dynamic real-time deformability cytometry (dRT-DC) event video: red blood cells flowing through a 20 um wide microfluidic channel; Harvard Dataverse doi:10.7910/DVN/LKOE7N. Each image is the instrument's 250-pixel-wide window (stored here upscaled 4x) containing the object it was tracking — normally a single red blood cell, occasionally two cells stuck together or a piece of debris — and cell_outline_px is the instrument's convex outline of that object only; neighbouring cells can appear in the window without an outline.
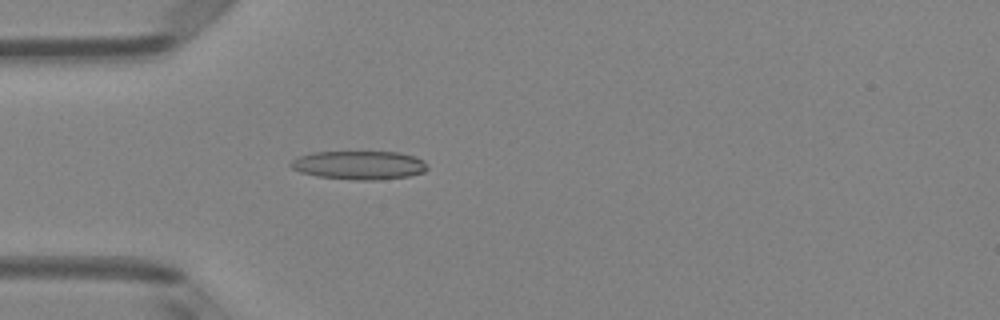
{"species": "Egyptian fruit bat (a non-hibernating species)", "species_latin": "Rousettus aegyptiacus", "temperature_condition": "room temperature", "stored_images_in_passage": 50, "camera_frame_rate_fps": 3000, "um_per_image_px": 0.085, "animal": {"sex": "female"}, "frame": {"image": 1, "passage_image": 14, "time_ms": 4.333, "image_size_px": [1000, 320], "cell_outline_px": [[428, 168], [424, 172], [408, 176], [372, 180], [356, 180], [316, 176], [300, 172], [292, 168], [288, 164], [292, 160], [300, 156], [312, 152], [400, 152], [416, 156], [424, 160]], "centroid_in_image_um": [30.54, 14.03], "position_along_channel_um": 54.5, "area_um2": 22.83}}
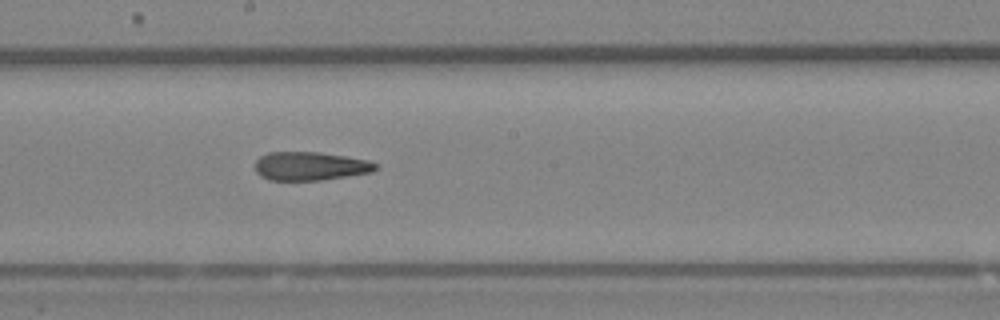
{"frame": {"image": 2, "passage_image": 27, "time_ms": 8.667, "image_size_px": [1000, 320], "cell_outline_px": [[376, 168], [372, 172], [348, 176], [320, 180], [268, 180], [260, 176], [256, 172], [256, 160], [260, 156], [268, 152], [320, 152], [348, 156], [368, 160], [376, 164]], "centroid_in_image_um": [26.35, 14.11], "position_along_channel_um": 221.8, "area_um2": 20.11}}
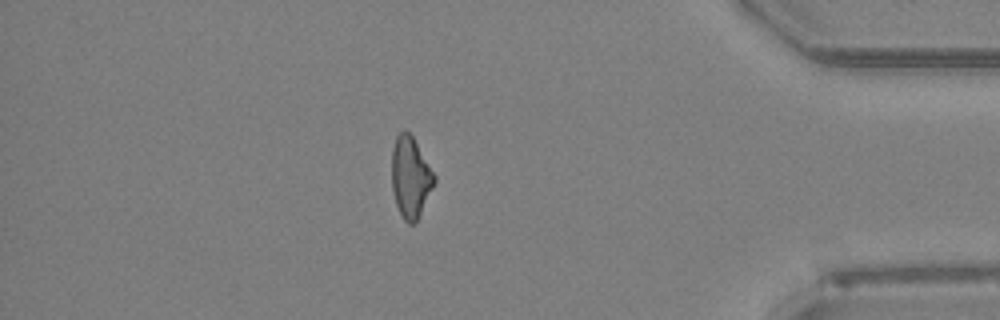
{"frame": {"image": 3, "passage_image": 43, "time_ms": 14.0, "image_size_px": [1000, 320], "cell_outline_px": [[436, 180], [416, 220], [412, 224], [408, 224], [404, 220], [396, 204], [392, 188], [392, 148], [396, 136], [404, 128], [412, 136], [436, 176]], "centroid_in_image_um": [34.87, 15.02], "position_along_channel_um": 400.3, "area_um2": 19.71}, "authors_computed_cell_mechanics": {"area_um2": 21.097, "velocity_mm_per_s": 4.0288, "shape_relaxation_time_tau1_ms": null, "shape_relaxation_time_tau2_ms": 4.8604, "deformation_change_tau1": null, "deformation_change_tau2": 0.1726}}